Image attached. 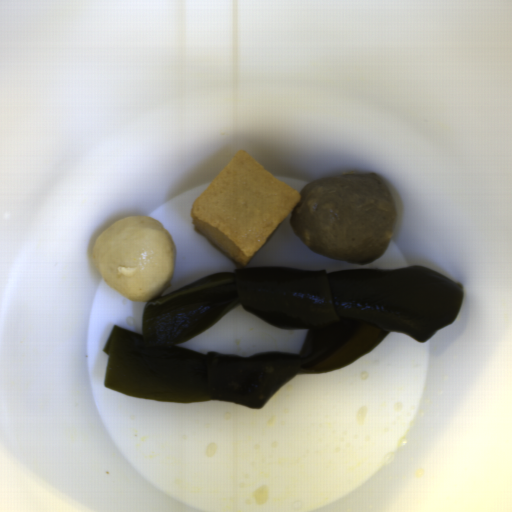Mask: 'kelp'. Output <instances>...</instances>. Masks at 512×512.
<instances>
[{"label":"kelp","instance_id":"obj_1","mask_svg":"<svg viewBox=\"0 0 512 512\" xmlns=\"http://www.w3.org/2000/svg\"><path fill=\"white\" fill-rule=\"evenodd\" d=\"M463 296V283L418 264L333 272L222 270L147 301L141 333L115 324L103 349L104 384L159 402L218 400L261 410L297 375L343 367L389 332L423 343L454 324ZM238 305L270 326L308 329L301 353L251 358L176 347Z\"/></svg>","mask_w":512,"mask_h":512}]
</instances>
